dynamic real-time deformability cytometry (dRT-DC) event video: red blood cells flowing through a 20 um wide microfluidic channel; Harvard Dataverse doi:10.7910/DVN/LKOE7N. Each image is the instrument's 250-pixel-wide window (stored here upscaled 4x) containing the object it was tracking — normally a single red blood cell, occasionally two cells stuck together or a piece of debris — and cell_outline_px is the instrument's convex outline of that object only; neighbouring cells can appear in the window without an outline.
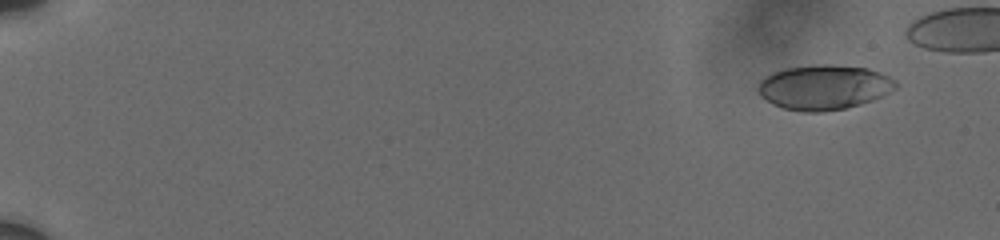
{"species": "human", "species_latin": "Homo sapiens", "temperature_condition": "cold", "stored_images_in_passage": 7, "camera_frame_rate_fps": 3000, "um_per_image_px": 0.085, "donor": {"sex": "male"}, "frame": {"image": 1, "passage_image": 1, "time_ms": 0.0, "image_size_px": [1000, 240], "cell_outline_px": [[896, 88], [872, 100], [860, 104], [844, 108], [820, 112], [804, 112], [784, 108], [772, 104], [760, 96], [756, 88], [760, 80], [764, 76], [772, 72], [784, 68], [820, 64], [832, 64], [868, 68], [880, 72], [896, 80]], "centroid_in_image_um": [69.99, 7.4], "position_along_channel_um": 15.0, "area_um2": 36.07}}